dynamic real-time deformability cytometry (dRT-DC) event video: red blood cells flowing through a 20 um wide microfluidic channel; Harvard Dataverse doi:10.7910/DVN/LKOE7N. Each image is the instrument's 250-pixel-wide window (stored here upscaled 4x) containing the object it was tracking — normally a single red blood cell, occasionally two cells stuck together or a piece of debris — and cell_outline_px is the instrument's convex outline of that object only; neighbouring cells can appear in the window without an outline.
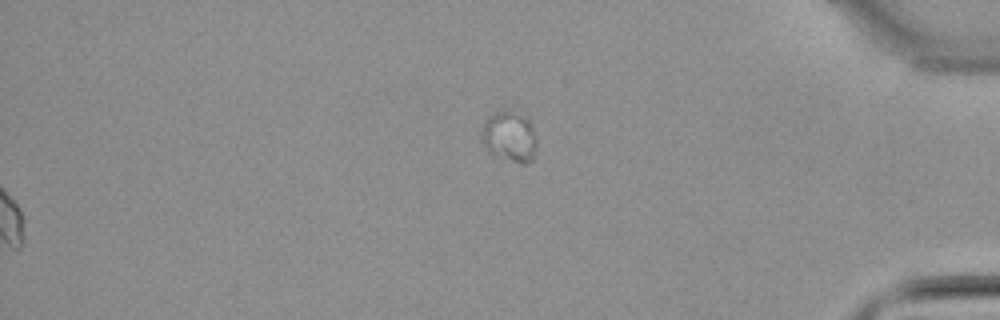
{"species": "common noctule bat (a hibernating species)", "species_latin": "Nyctalus noctula", "temperature_condition": "warm", "stored_images_in_passage": 38, "segment_of_instrument_passage": [2, 2], "camera_frame_rate_fps": 3000, "um_per_image_px": 0.085, "animal": {"sex": "male", "body_mass_g": 21.5, "forearm_length_mm": 52.0}, "frame": {"image": 1, "passage_image": 38, "time_ms": 12.333, "image_size_px": [1000, 320], "cell_outline_px": [[536, 156], [532, 160], [524, 164], [520, 164], [492, 156], [488, 152], [480, 136], [484, 120], [492, 112], [504, 108], [508, 108], [528, 116], [536, 136]], "centroid_in_image_um": [43.3, 11.58], "position_along_channel_um": 391.9, "area_um2": 17.28}}